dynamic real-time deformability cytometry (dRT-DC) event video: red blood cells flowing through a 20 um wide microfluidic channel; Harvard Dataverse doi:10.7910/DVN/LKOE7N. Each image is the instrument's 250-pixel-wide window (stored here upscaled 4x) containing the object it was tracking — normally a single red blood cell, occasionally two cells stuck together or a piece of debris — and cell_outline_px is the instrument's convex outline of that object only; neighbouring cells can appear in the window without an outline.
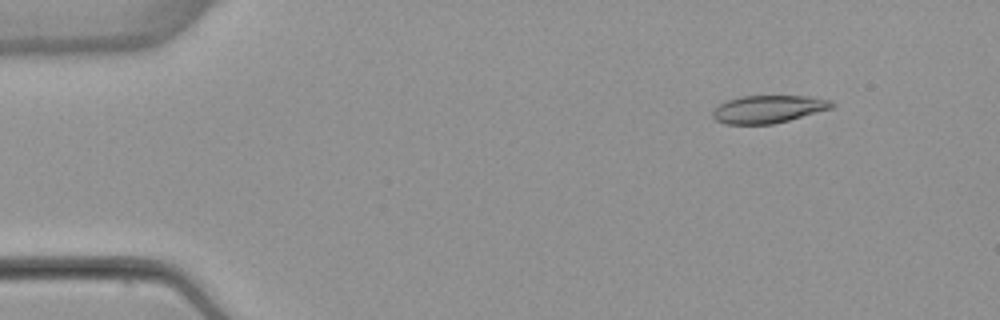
{"species": "common noctule bat (a hibernating species)", "species_latin": "Nyctalus noctula", "temperature_condition": "warm", "stored_images_in_passage": 52, "camera_frame_rate_fps": 3000, "um_per_image_px": 0.085, "animal": {"sex": "female", "body_mass_g": 22.7, "forearm_length_mm": 54.2}, "frame": {"image": 1, "passage_image": 6, "time_ms": 1.667, "image_size_px": [1000, 320], "cell_outline_px": [[836, 104], [832, 108], [788, 120], [772, 124], [724, 124], [716, 120], [712, 116], [712, 112], [720, 104], [728, 100], [740, 96], [812, 96], [832, 100]], "centroid_in_image_um": [65.33, 9.27], "position_along_channel_um": 19.7, "area_um2": 19.19}}
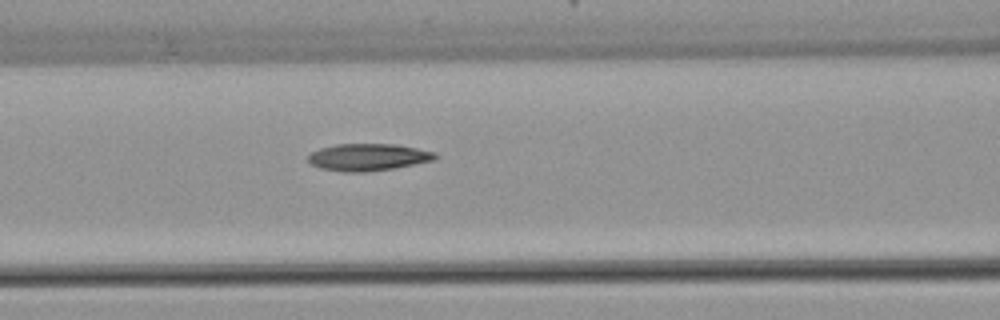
{"frame": {"image": 2, "passage_image": 22, "time_ms": 7.0, "image_size_px": [1000, 320], "cell_outline_px": [[440, 156], [436, 160], [392, 168], [368, 172], [340, 172], [320, 168], [312, 164], [308, 160], [308, 156], [312, 152], [320, 148], [336, 144], [396, 144], [436, 152]], "centroid_in_image_um": [31.32, 13.36], "position_along_channel_um": 135.3, "area_um2": 20.17}}
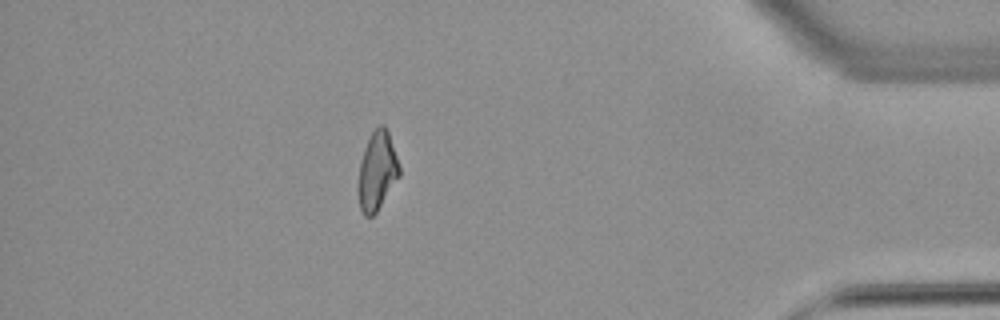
{"frame": {"image": 3, "passage_image": 46, "time_ms": 15.0, "image_size_px": [1000, 320], "cell_outline_px": [[400, 176], [376, 212], [372, 216], [364, 216], [360, 208], [360, 160], [364, 148], [372, 132], [380, 124], [384, 124], [388, 132], [400, 168]], "centroid_in_image_um": [32.08, 14.52], "position_along_channel_um": 403.1, "area_um2": 18.21}, "authors_computed_cell_mechanics": {"area_um2": 19.5942, "velocity_mm_per_s": 3.903, "shape_relaxation_time_tau1_ms": null, "shape_relaxation_time_tau2_ms": 3.4098, "deformation_change_tau1": null, "deformation_change_tau2": 0.114}}